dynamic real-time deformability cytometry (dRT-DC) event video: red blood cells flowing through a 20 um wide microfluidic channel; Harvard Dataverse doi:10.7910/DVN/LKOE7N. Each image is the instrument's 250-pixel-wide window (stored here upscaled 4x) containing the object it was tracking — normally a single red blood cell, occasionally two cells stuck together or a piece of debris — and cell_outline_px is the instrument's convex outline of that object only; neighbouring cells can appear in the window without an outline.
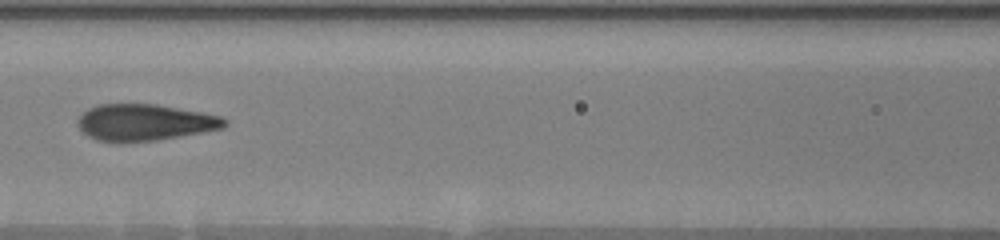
{"species": "human", "species_latin": "Homo sapiens", "temperature_condition": "warm", "stored_images_in_passage": 40, "segment_of_instrument_passage": [2, 2], "camera_frame_rate_fps": 3000, "um_per_image_px": 0.085, "donor": {"sex": "male"}, "frame": {"image": 1, "passage_image": 14, "time_ms": 8.0, "image_size_px": [1000, 240], "cell_outline_px": [[228, 124], [224, 128], [156, 140], [120, 144], [96, 140], [88, 136], [76, 124], [76, 120], [88, 108], [96, 104], [156, 104], [200, 112], [220, 116], [228, 120]], "centroid_in_image_um": [12.25, 10.42], "position_along_channel_um": 154.3, "area_um2": 31.56}}
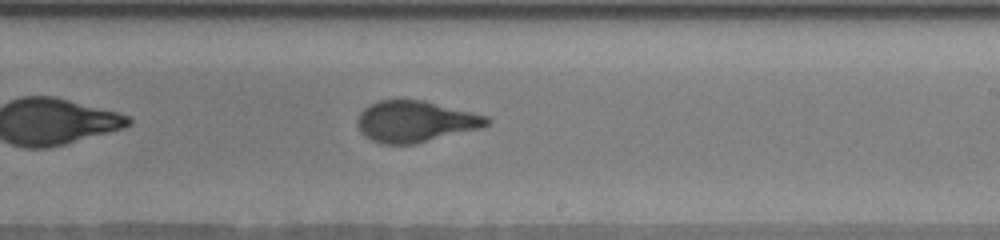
{"frame": {"image": 2, "passage_image": 22, "time_ms": 10.667, "image_size_px": [1000, 240], "cell_outline_px": [[492, 120], [484, 128], [416, 144], [380, 144], [364, 136], [360, 132], [356, 124], [356, 120], [360, 112], [368, 104], [376, 100], [424, 100], [488, 116]], "centroid_in_image_um": [35.3, 10.33], "position_along_channel_um": 253.7, "area_um2": 31.67}}
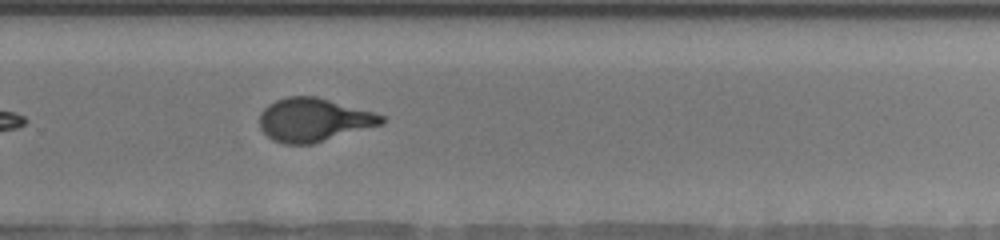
{"frame": {"image": 3, "passage_image": 25, "time_ms": 12.0, "image_size_px": [1000, 240], "cell_outline_px": [[384, 124], [312, 144], [284, 144], [272, 140], [260, 128], [260, 112], [268, 104], [276, 100], [288, 96], [316, 96], [372, 112], [384, 116]], "centroid_in_image_um": [26.64, 10.19], "position_along_channel_um": 303.2, "area_um2": 30.75}}